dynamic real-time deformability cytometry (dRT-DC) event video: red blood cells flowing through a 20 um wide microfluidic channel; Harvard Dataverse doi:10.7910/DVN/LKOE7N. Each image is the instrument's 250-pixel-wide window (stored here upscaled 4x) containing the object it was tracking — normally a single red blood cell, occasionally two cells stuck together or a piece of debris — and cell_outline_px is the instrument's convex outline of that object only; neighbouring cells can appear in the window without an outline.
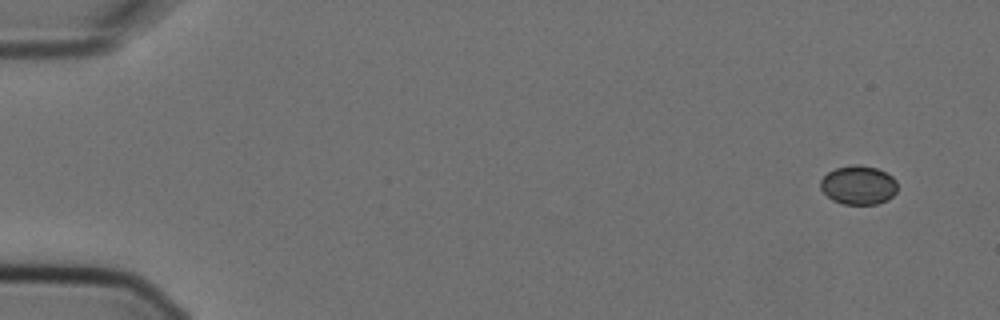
{"species": "Egyptian fruit bat (a non-hibernating species)", "species_latin": "Rousettus aegyptiacus", "temperature_condition": "cold", "stored_images_in_passage": 6, "camera_frame_rate_fps": 3000, "um_per_image_px": 0.085, "animal": {"sex": "female"}, "frame": {"image": 1, "passage_image": 1, "time_ms": 0.0, "image_size_px": [1000, 320], "cell_outline_px": [[896, 192], [888, 200], [876, 204], [844, 204], [832, 200], [820, 188], [820, 180], [828, 172], [836, 168], [856, 164], [876, 168], [892, 176], [896, 180]], "centroid_in_image_um": [72.96, 15.74], "position_along_channel_um": 12.0, "area_um2": 17.34}}
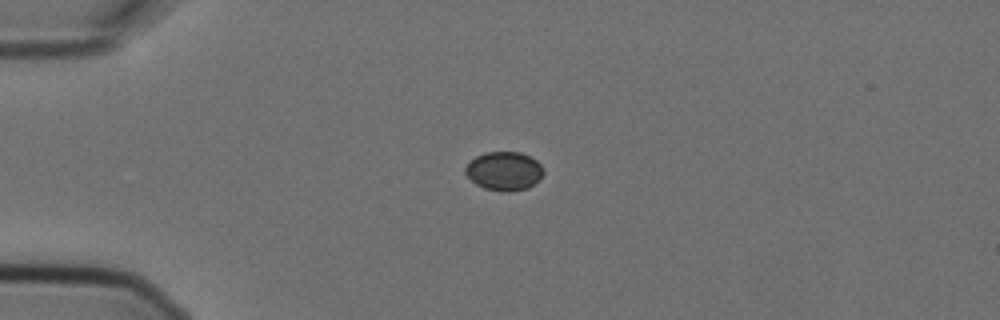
{"frame": {"image": 2, "passage_image": 4, "time_ms": 1.0, "image_size_px": [1000, 320], "cell_outline_px": [[544, 172], [540, 180], [528, 188], [508, 192], [484, 188], [476, 184], [464, 172], [464, 168], [476, 156], [484, 152], [520, 152], [536, 160], [540, 164]], "centroid_in_image_um": [42.86, 14.54], "position_along_channel_um": 42.1, "area_um2": 17.57}}
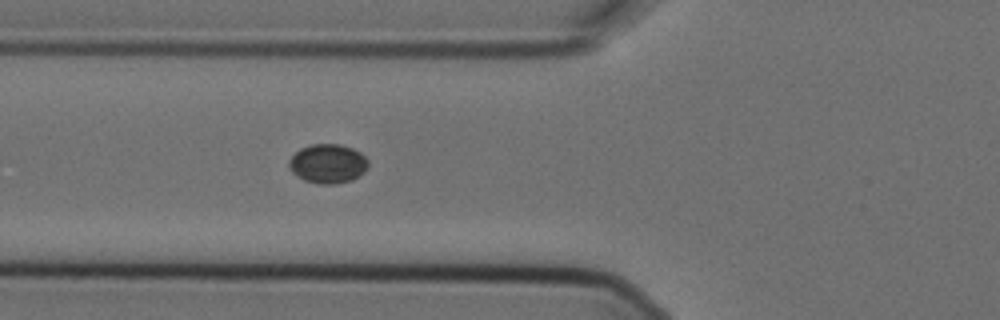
{"frame": {"image": 3, "passage_image": 6, "time_ms": 1.667, "image_size_px": [1000, 320], "cell_outline_px": [[368, 168], [364, 172], [352, 180], [336, 184], [320, 184], [304, 180], [292, 172], [288, 168], [288, 160], [300, 148], [312, 144], [340, 144], [352, 148], [360, 152], [368, 160]], "centroid_in_image_um": [27.86, 13.91], "position_along_channel_um": 97.9, "area_um2": 18.21}}